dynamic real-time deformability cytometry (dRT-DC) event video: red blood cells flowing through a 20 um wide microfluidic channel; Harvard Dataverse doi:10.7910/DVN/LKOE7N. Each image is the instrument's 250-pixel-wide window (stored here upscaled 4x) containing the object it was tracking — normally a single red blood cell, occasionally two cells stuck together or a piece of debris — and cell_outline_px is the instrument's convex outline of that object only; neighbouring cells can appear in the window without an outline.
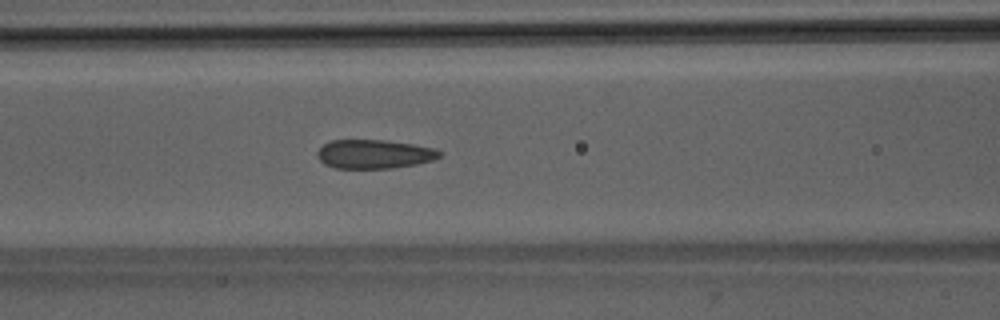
{"species": "Egyptian fruit bat (a non-hibernating species)", "species_latin": "Rousettus aegyptiacus", "temperature_condition": "room temperature", "stored_images_in_passage": 50, "camera_frame_rate_fps": 3000, "um_per_image_px": 0.085, "animal": {"sex": "male"}, "frame": {"image": 1, "passage_image": 21, "time_ms": 6.667, "image_size_px": [1000, 320], "cell_outline_px": [[444, 152], [440, 156], [432, 160], [416, 164], [392, 168], [336, 168], [324, 164], [316, 156], [316, 152], [324, 144], [332, 140], [384, 140], [412, 144], [436, 148]], "centroid_in_image_um": [31.81, 13.09], "position_along_channel_um": 134.8, "area_um2": 20.63}}
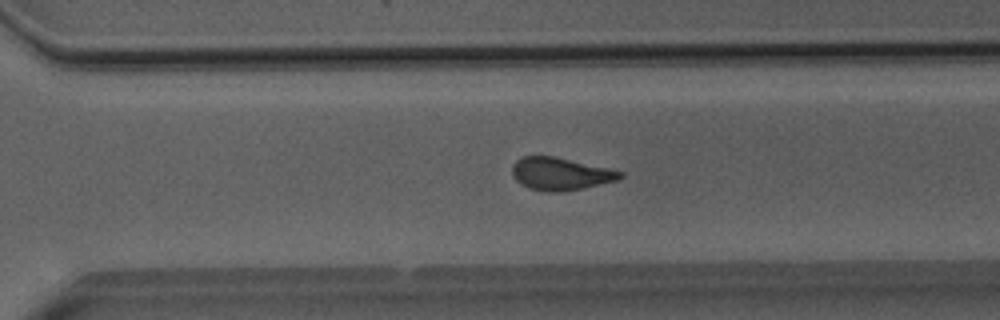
{"frame": {"image": 2, "passage_image": 35, "time_ms": 11.333, "image_size_px": [1000, 320], "cell_outline_px": [[624, 176], [616, 180], [580, 188], [560, 192], [548, 192], [528, 188], [520, 184], [512, 176], [512, 164], [516, 160], [524, 156], [552, 156], [608, 168], [624, 172]], "centroid_in_image_um": [47.58, 14.77], "position_along_channel_um": 323.0, "area_um2": 20.29}}
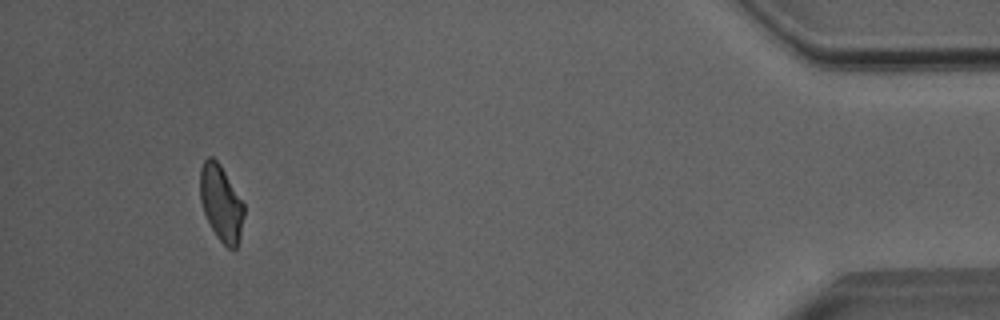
{"frame": {"image": 3, "passage_image": 47, "time_ms": 15.333, "image_size_px": [1000, 320], "cell_outline_px": [[244, 216], [240, 236], [236, 248], [228, 248], [216, 236], [204, 212], [200, 200], [200, 168], [204, 160], [208, 156], [212, 156], [220, 164], [244, 204]], "centroid_in_image_um": [18.79, 17.24], "position_along_channel_um": 416.4, "area_um2": 19.25}, "authors_computed_cell_mechanics": {"area_um2": 21.2704, "velocity_mm_per_s": 4.0404, "shape_relaxation_time_tau1_ms": null, "shape_relaxation_time_tau2_ms": 1.1408, "deformation_change_tau1": null, "deformation_change_tau2": 0.0691}}